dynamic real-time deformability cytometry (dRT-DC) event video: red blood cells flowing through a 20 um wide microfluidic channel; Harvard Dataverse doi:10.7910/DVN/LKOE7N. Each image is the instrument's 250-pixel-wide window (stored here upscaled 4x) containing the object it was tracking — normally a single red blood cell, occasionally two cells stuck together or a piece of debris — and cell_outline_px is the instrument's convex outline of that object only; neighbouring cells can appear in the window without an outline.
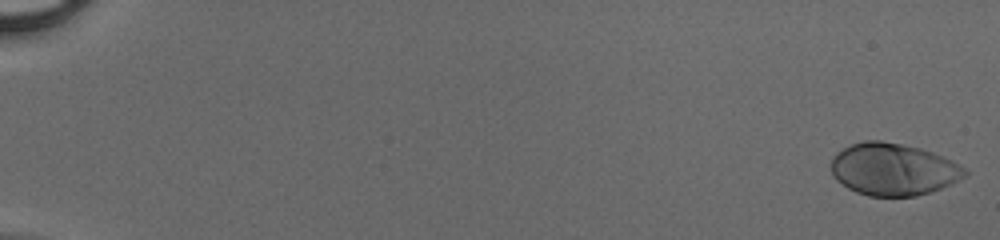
{"species": "human", "species_latin": "Homo sapiens", "temperature_condition": "cold", "stored_images_in_passage": 50, "camera_frame_rate_fps": 3000, "um_per_image_px": 0.085, "donor": {"sex": "male"}, "frame": {"image": 1, "passage_image": 1, "time_ms": 0.0, "image_size_px": [1000, 240], "cell_outline_px": [[968, 172], [964, 176], [940, 188], [916, 196], [868, 196], [856, 192], [848, 188], [836, 180], [832, 176], [832, 156], [836, 152], [852, 144], [864, 140], [880, 140], [904, 144], [920, 148], [932, 152], [952, 160], [964, 168]], "centroid_in_image_um": [75.88, 14.38], "position_along_channel_um": 9.1, "area_um2": 40.52}}
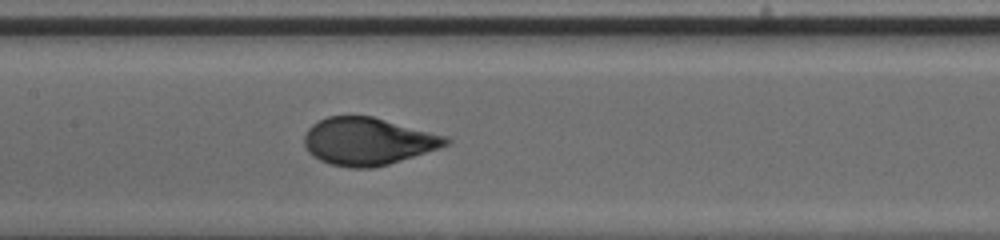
{"frame": {"image": 2, "passage_image": 27, "time_ms": 8.667, "image_size_px": [1000, 240], "cell_outline_px": [[452, 144], [440, 148], [388, 164], [372, 168], [352, 168], [328, 164], [312, 156], [304, 148], [304, 136], [308, 128], [312, 124], [328, 116], [372, 116], [444, 136], [452, 140]], "centroid_in_image_um": [31.23, 12.02], "position_along_channel_um": 176.2, "area_um2": 39.07}}
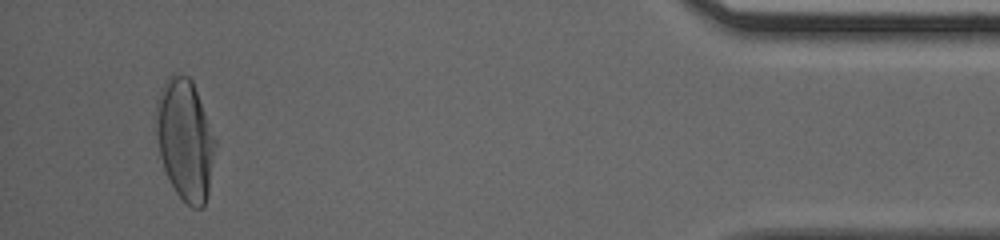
{"frame": {"image": 3, "passage_image": 48, "time_ms": 15.667, "image_size_px": [1000, 240], "cell_outline_px": [[216, 144], [208, 192], [204, 204], [200, 208], [192, 208], [176, 192], [164, 168], [160, 156], [156, 128], [156, 104], [160, 88], [164, 80], [172, 72], [188, 76], [192, 80], [216, 140]], "centroid_in_image_um": [15.72, 11.82], "position_along_channel_um": 419.5, "area_um2": 41.44}}